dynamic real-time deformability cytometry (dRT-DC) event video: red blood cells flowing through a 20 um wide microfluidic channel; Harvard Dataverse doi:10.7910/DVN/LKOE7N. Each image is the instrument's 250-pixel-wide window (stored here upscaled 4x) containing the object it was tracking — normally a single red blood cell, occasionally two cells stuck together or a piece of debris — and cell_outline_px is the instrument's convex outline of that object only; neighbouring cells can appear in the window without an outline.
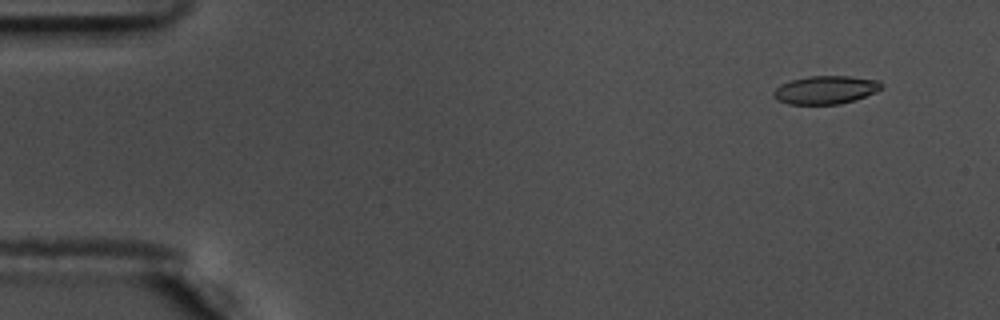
{"species": "common noctule bat (a hibernating species)", "species_latin": "Nyctalus noctula", "temperature_condition": "warm", "stored_images_in_passage": 57, "camera_frame_rate_fps": 3000, "um_per_image_px": 0.085, "animal": {"sex": "male", "body_mass_g": 17.5, "forearm_length_mm": 52.3}, "frame": {"image": 1, "passage_image": 5, "time_ms": 1.333, "image_size_px": [1000, 320], "cell_outline_px": [[884, 88], [876, 92], [856, 100], [840, 104], [788, 104], [776, 100], [772, 96], [772, 92], [780, 84], [792, 80], [808, 76], [852, 76], [880, 80], [884, 84]], "centroid_in_image_um": [70.21, 7.64], "position_along_channel_um": 14.8, "area_um2": 18.09}}
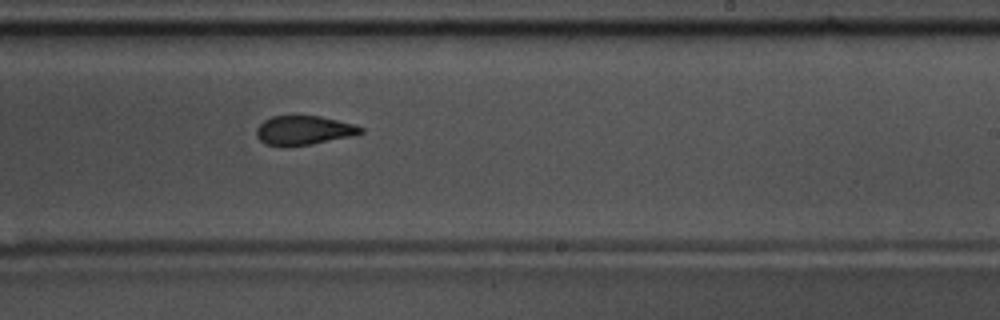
{"frame": {"image": 2, "passage_image": 35, "time_ms": 11.333, "image_size_px": [1000, 320], "cell_outline_px": [[364, 132], [352, 136], [312, 144], [284, 148], [264, 144], [256, 136], [256, 128], [264, 120], [272, 116], [320, 116], [352, 124], [364, 128]], "centroid_in_image_um": [25.77, 11.1], "position_along_channel_um": 263.2, "area_um2": 17.92}}
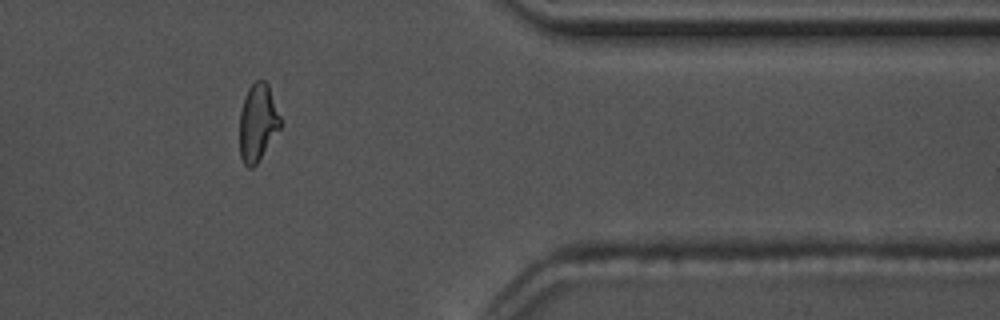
{"frame": {"image": 3, "passage_image": 47, "time_ms": 15.333, "image_size_px": [1000, 320], "cell_outline_px": [[280, 128], [256, 164], [252, 168], [248, 168], [244, 164], [240, 156], [240, 112], [244, 96], [248, 88], [256, 80], [264, 80], [268, 84], [280, 116]], "centroid_in_image_um": [21.89, 10.41], "position_along_channel_um": 389.5, "area_um2": 18.21}, "authors_computed_cell_mechanics": {"area_um2": 18.5538, "velocity_mm_per_s": 3.6288, "shape_relaxation_time_tau1_ms": 8.59, "shape_relaxation_time_tau2_ms": 1.2311, "deformation_change_tau1": 0.182, "deformation_change_tau2": 0.0726}}